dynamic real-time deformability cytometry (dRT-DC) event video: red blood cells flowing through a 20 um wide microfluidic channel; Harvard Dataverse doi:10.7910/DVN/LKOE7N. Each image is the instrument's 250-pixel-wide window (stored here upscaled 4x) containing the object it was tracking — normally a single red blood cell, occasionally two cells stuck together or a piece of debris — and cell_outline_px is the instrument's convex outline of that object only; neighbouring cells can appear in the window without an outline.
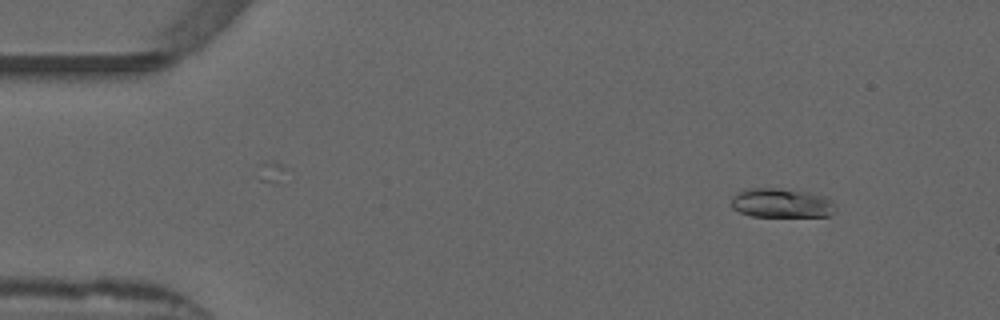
{"species": "common noctule bat (a hibernating species)", "species_latin": "Nyctalus noctula", "temperature_condition": "warm", "stored_images_in_passage": 48, "camera_frame_rate_fps": 3000, "um_per_image_px": 0.085, "animal": {"sex": "male", "forearm_length_mm": 52.5}, "frame": {"image": 1, "passage_image": 5, "time_ms": 1.333, "image_size_px": [1000, 320], "cell_outline_px": [[836, 212], [828, 216], [752, 216], [740, 212], [732, 208], [732, 196], [744, 188], [780, 188], [808, 192], [824, 196], [832, 200], [836, 208]], "centroid_in_image_um": [66.44, 17.25], "position_along_channel_um": 18.6, "area_um2": 17.92}}
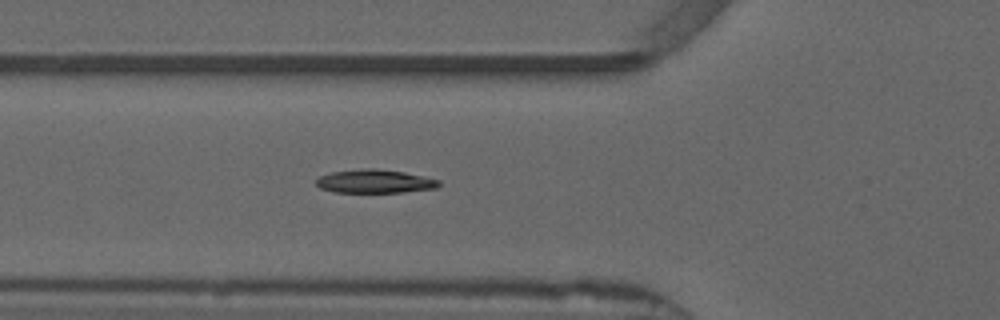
{"frame": {"image": 2, "passage_image": 18, "time_ms": 5.667, "image_size_px": [1000, 320], "cell_outline_px": [[440, 184], [436, 188], [404, 192], [332, 192], [320, 188], [316, 184], [316, 180], [320, 176], [332, 172], [360, 168], [376, 168], [404, 172], [424, 176], [440, 180]], "centroid_in_image_um": [31.85, 15.41], "position_along_channel_um": 93.9, "area_um2": 16.88}}
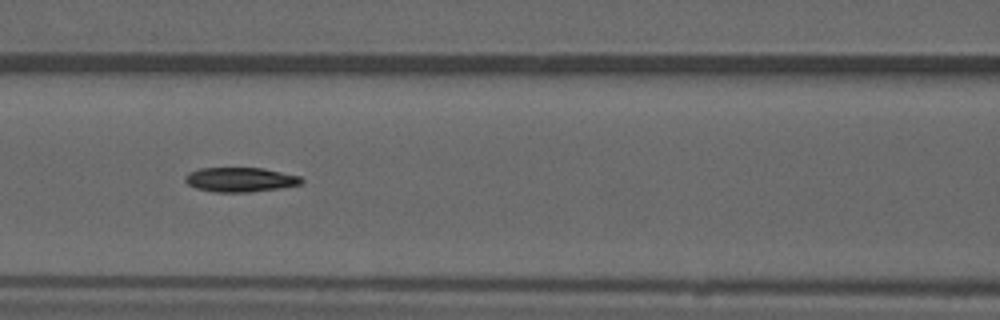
{"frame": {"image": 3, "passage_image": 22, "time_ms": 7.0, "image_size_px": [1000, 320], "cell_outline_px": [[304, 180], [300, 184], [280, 188], [248, 192], [216, 192], [196, 188], [188, 184], [184, 180], [184, 176], [188, 172], [200, 168], [264, 168], [300, 176]], "centroid_in_image_um": [20.4, 15.26], "position_along_channel_um": 146.2, "area_um2": 16.59}}